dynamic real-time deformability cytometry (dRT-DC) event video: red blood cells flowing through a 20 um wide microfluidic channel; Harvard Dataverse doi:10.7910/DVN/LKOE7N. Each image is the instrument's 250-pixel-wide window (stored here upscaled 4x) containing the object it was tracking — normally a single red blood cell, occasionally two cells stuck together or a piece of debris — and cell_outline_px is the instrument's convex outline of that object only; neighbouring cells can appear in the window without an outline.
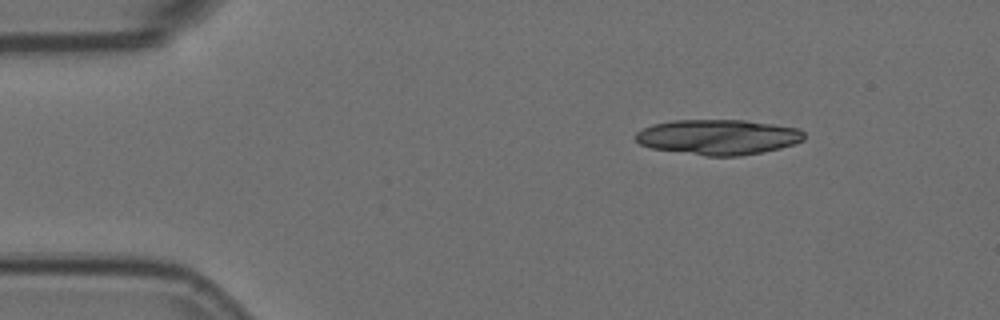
{"species": "Egyptian fruit bat (a non-hibernating species)", "species_latin": "Rousettus aegyptiacus", "temperature_condition": "room temperature", "stored_images_in_passage": 4, "camera_frame_rate_fps": 3000, "um_per_image_px": 0.085, "animal": {"sex": "female"}, "frame": {"image": 1, "passage_image": 1, "time_ms": 0.0, "image_size_px": [1000, 320], "cell_outline_px": [[804, 140], [780, 148], [740, 156], [708, 156], [652, 148], [640, 144], [636, 140], [636, 132], [652, 124], [672, 120], [744, 120], [800, 128], [804, 132]], "centroid_in_image_um": [61.05, 11.64], "position_along_channel_um": 24.0, "area_um2": 34.45}}